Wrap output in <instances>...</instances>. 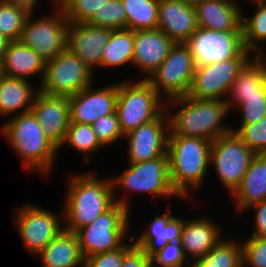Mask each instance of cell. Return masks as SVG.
Segmentation results:
<instances>
[{
	"mask_svg": "<svg viewBox=\"0 0 266 267\" xmlns=\"http://www.w3.org/2000/svg\"><path fill=\"white\" fill-rule=\"evenodd\" d=\"M175 107L178 110L171 112ZM166 109L170 130L176 135L198 137L212 142L232 131L230 126L223 123L230 113L226 100L184 96L166 100Z\"/></svg>",
	"mask_w": 266,
	"mask_h": 267,
	"instance_id": "obj_1",
	"label": "cell"
},
{
	"mask_svg": "<svg viewBox=\"0 0 266 267\" xmlns=\"http://www.w3.org/2000/svg\"><path fill=\"white\" fill-rule=\"evenodd\" d=\"M95 172L71 175L63 207L64 229L76 232L93 222L114 203L111 178L100 179Z\"/></svg>",
	"mask_w": 266,
	"mask_h": 267,
	"instance_id": "obj_2",
	"label": "cell"
},
{
	"mask_svg": "<svg viewBox=\"0 0 266 267\" xmlns=\"http://www.w3.org/2000/svg\"><path fill=\"white\" fill-rule=\"evenodd\" d=\"M211 144L206 139L180 136L169 131L167 155L171 185L180 199L190 198V191L203 185L210 166Z\"/></svg>",
	"mask_w": 266,
	"mask_h": 267,
	"instance_id": "obj_3",
	"label": "cell"
},
{
	"mask_svg": "<svg viewBox=\"0 0 266 267\" xmlns=\"http://www.w3.org/2000/svg\"><path fill=\"white\" fill-rule=\"evenodd\" d=\"M7 122V123H6ZM24 169L52 172L58 148L49 140L32 111L14 115L0 127Z\"/></svg>",
	"mask_w": 266,
	"mask_h": 267,
	"instance_id": "obj_4",
	"label": "cell"
},
{
	"mask_svg": "<svg viewBox=\"0 0 266 267\" xmlns=\"http://www.w3.org/2000/svg\"><path fill=\"white\" fill-rule=\"evenodd\" d=\"M113 186L114 201L125 206L130 210L128 196L117 197L116 191L120 186L124 191H133L140 194H149L156 198L163 197L165 200L169 197H180L171 185L169 160L165 154L156 159H151L142 162L129 163V167L118 177L111 179ZM119 198V199H117Z\"/></svg>",
	"mask_w": 266,
	"mask_h": 267,
	"instance_id": "obj_5",
	"label": "cell"
},
{
	"mask_svg": "<svg viewBox=\"0 0 266 267\" xmlns=\"http://www.w3.org/2000/svg\"><path fill=\"white\" fill-rule=\"evenodd\" d=\"M165 109L166 101L146 79L118 83L116 113L124 135L154 120Z\"/></svg>",
	"mask_w": 266,
	"mask_h": 267,
	"instance_id": "obj_6",
	"label": "cell"
},
{
	"mask_svg": "<svg viewBox=\"0 0 266 267\" xmlns=\"http://www.w3.org/2000/svg\"><path fill=\"white\" fill-rule=\"evenodd\" d=\"M130 215L129 209L115 202L92 223L78 229L76 235L84 258L120 248L132 234Z\"/></svg>",
	"mask_w": 266,
	"mask_h": 267,
	"instance_id": "obj_7",
	"label": "cell"
},
{
	"mask_svg": "<svg viewBox=\"0 0 266 267\" xmlns=\"http://www.w3.org/2000/svg\"><path fill=\"white\" fill-rule=\"evenodd\" d=\"M54 11L50 15L34 19L29 14L21 31L19 41L28 45L46 62L55 58L67 47L69 21L59 0H53ZM33 17V18H32ZM34 19V20H33Z\"/></svg>",
	"mask_w": 266,
	"mask_h": 267,
	"instance_id": "obj_8",
	"label": "cell"
},
{
	"mask_svg": "<svg viewBox=\"0 0 266 267\" xmlns=\"http://www.w3.org/2000/svg\"><path fill=\"white\" fill-rule=\"evenodd\" d=\"M94 72L66 47L45 64L40 91L59 96H73L94 83ZM93 81V82H92Z\"/></svg>",
	"mask_w": 266,
	"mask_h": 267,
	"instance_id": "obj_9",
	"label": "cell"
},
{
	"mask_svg": "<svg viewBox=\"0 0 266 267\" xmlns=\"http://www.w3.org/2000/svg\"><path fill=\"white\" fill-rule=\"evenodd\" d=\"M255 155L233 131L212 141L210 165L229 194L239 187Z\"/></svg>",
	"mask_w": 266,
	"mask_h": 267,
	"instance_id": "obj_10",
	"label": "cell"
},
{
	"mask_svg": "<svg viewBox=\"0 0 266 267\" xmlns=\"http://www.w3.org/2000/svg\"><path fill=\"white\" fill-rule=\"evenodd\" d=\"M195 69L188 46L174 43L167 58L146 80L161 97L165 96L164 101L184 97L190 90Z\"/></svg>",
	"mask_w": 266,
	"mask_h": 267,
	"instance_id": "obj_11",
	"label": "cell"
},
{
	"mask_svg": "<svg viewBox=\"0 0 266 267\" xmlns=\"http://www.w3.org/2000/svg\"><path fill=\"white\" fill-rule=\"evenodd\" d=\"M185 44L196 67L236 57H252L245 48L242 30L215 31L198 26Z\"/></svg>",
	"mask_w": 266,
	"mask_h": 267,
	"instance_id": "obj_12",
	"label": "cell"
},
{
	"mask_svg": "<svg viewBox=\"0 0 266 267\" xmlns=\"http://www.w3.org/2000/svg\"><path fill=\"white\" fill-rule=\"evenodd\" d=\"M16 210L17 232L32 255H38L64 229L60 217L38 205L25 204Z\"/></svg>",
	"mask_w": 266,
	"mask_h": 267,
	"instance_id": "obj_13",
	"label": "cell"
},
{
	"mask_svg": "<svg viewBox=\"0 0 266 267\" xmlns=\"http://www.w3.org/2000/svg\"><path fill=\"white\" fill-rule=\"evenodd\" d=\"M251 57H236L197 66L187 97L226 100L240 69Z\"/></svg>",
	"mask_w": 266,
	"mask_h": 267,
	"instance_id": "obj_14",
	"label": "cell"
},
{
	"mask_svg": "<svg viewBox=\"0 0 266 267\" xmlns=\"http://www.w3.org/2000/svg\"><path fill=\"white\" fill-rule=\"evenodd\" d=\"M170 122L167 109L154 120L124 135L128 141V162H142L167 154Z\"/></svg>",
	"mask_w": 266,
	"mask_h": 267,
	"instance_id": "obj_15",
	"label": "cell"
},
{
	"mask_svg": "<svg viewBox=\"0 0 266 267\" xmlns=\"http://www.w3.org/2000/svg\"><path fill=\"white\" fill-rule=\"evenodd\" d=\"M93 85L68 97L71 122L92 125L98 118L116 111L118 83L97 89Z\"/></svg>",
	"mask_w": 266,
	"mask_h": 267,
	"instance_id": "obj_16",
	"label": "cell"
},
{
	"mask_svg": "<svg viewBox=\"0 0 266 267\" xmlns=\"http://www.w3.org/2000/svg\"><path fill=\"white\" fill-rule=\"evenodd\" d=\"M31 111L46 136L60 150L71 122L68 97L50 95L39 90Z\"/></svg>",
	"mask_w": 266,
	"mask_h": 267,
	"instance_id": "obj_17",
	"label": "cell"
},
{
	"mask_svg": "<svg viewBox=\"0 0 266 267\" xmlns=\"http://www.w3.org/2000/svg\"><path fill=\"white\" fill-rule=\"evenodd\" d=\"M112 29L86 23H69L67 47L93 72L101 68L104 48Z\"/></svg>",
	"mask_w": 266,
	"mask_h": 267,
	"instance_id": "obj_18",
	"label": "cell"
},
{
	"mask_svg": "<svg viewBox=\"0 0 266 267\" xmlns=\"http://www.w3.org/2000/svg\"><path fill=\"white\" fill-rule=\"evenodd\" d=\"M174 42L159 29L134 31L133 63L135 68L146 74L144 79L154 72L167 58Z\"/></svg>",
	"mask_w": 266,
	"mask_h": 267,
	"instance_id": "obj_19",
	"label": "cell"
},
{
	"mask_svg": "<svg viewBox=\"0 0 266 267\" xmlns=\"http://www.w3.org/2000/svg\"><path fill=\"white\" fill-rule=\"evenodd\" d=\"M197 28L194 6L183 0H160L157 29L174 43H185Z\"/></svg>",
	"mask_w": 266,
	"mask_h": 267,
	"instance_id": "obj_20",
	"label": "cell"
},
{
	"mask_svg": "<svg viewBox=\"0 0 266 267\" xmlns=\"http://www.w3.org/2000/svg\"><path fill=\"white\" fill-rule=\"evenodd\" d=\"M184 219L171 216V209L166 206V212L159 215L149 222V227L144 229L142 235L136 238L131 236L134 246L142 249L149 257L165 247L168 243L181 241Z\"/></svg>",
	"mask_w": 266,
	"mask_h": 267,
	"instance_id": "obj_21",
	"label": "cell"
},
{
	"mask_svg": "<svg viewBox=\"0 0 266 267\" xmlns=\"http://www.w3.org/2000/svg\"><path fill=\"white\" fill-rule=\"evenodd\" d=\"M210 219L207 216L184 221L180 242L191 264L206 255L224 237L221 235V226Z\"/></svg>",
	"mask_w": 266,
	"mask_h": 267,
	"instance_id": "obj_22",
	"label": "cell"
},
{
	"mask_svg": "<svg viewBox=\"0 0 266 267\" xmlns=\"http://www.w3.org/2000/svg\"><path fill=\"white\" fill-rule=\"evenodd\" d=\"M45 64L46 61L28 45L22 44L19 40L11 41L0 60V73L25 80H28L29 76L40 75V85L45 72Z\"/></svg>",
	"mask_w": 266,
	"mask_h": 267,
	"instance_id": "obj_23",
	"label": "cell"
},
{
	"mask_svg": "<svg viewBox=\"0 0 266 267\" xmlns=\"http://www.w3.org/2000/svg\"><path fill=\"white\" fill-rule=\"evenodd\" d=\"M197 25L215 31L242 30V10L236 0H211L195 6Z\"/></svg>",
	"mask_w": 266,
	"mask_h": 267,
	"instance_id": "obj_24",
	"label": "cell"
},
{
	"mask_svg": "<svg viewBox=\"0 0 266 267\" xmlns=\"http://www.w3.org/2000/svg\"><path fill=\"white\" fill-rule=\"evenodd\" d=\"M230 196L235 199L236 209L240 212L266 200V154L253 157L239 187Z\"/></svg>",
	"mask_w": 266,
	"mask_h": 267,
	"instance_id": "obj_25",
	"label": "cell"
},
{
	"mask_svg": "<svg viewBox=\"0 0 266 267\" xmlns=\"http://www.w3.org/2000/svg\"><path fill=\"white\" fill-rule=\"evenodd\" d=\"M41 267H83L84 256L80 251L76 232L63 229L36 257Z\"/></svg>",
	"mask_w": 266,
	"mask_h": 267,
	"instance_id": "obj_26",
	"label": "cell"
},
{
	"mask_svg": "<svg viewBox=\"0 0 266 267\" xmlns=\"http://www.w3.org/2000/svg\"><path fill=\"white\" fill-rule=\"evenodd\" d=\"M29 81L0 74V116L31 111L39 88L32 87Z\"/></svg>",
	"mask_w": 266,
	"mask_h": 267,
	"instance_id": "obj_27",
	"label": "cell"
},
{
	"mask_svg": "<svg viewBox=\"0 0 266 267\" xmlns=\"http://www.w3.org/2000/svg\"><path fill=\"white\" fill-rule=\"evenodd\" d=\"M252 96H266V89L261 64L251 57L238 72L226 102L232 110L243 101V97Z\"/></svg>",
	"mask_w": 266,
	"mask_h": 267,
	"instance_id": "obj_28",
	"label": "cell"
},
{
	"mask_svg": "<svg viewBox=\"0 0 266 267\" xmlns=\"http://www.w3.org/2000/svg\"><path fill=\"white\" fill-rule=\"evenodd\" d=\"M134 31L129 29L112 30L104 48L101 68H115L133 63Z\"/></svg>",
	"mask_w": 266,
	"mask_h": 267,
	"instance_id": "obj_29",
	"label": "cell"
},
{
	"mask_svg": "<svg viewBox=\"0 0 266 267\" xmlns=\"http://www.w3.org/2000/svg\"><path fill=\"white\" fill-rule=\"evenodd\" d=\"M192 267H243L242 243L222 238L206 255L198 258Z\"/></svg>",
	"mask_w": 266,
	"mask_h": 267,
	"instance_id": "obj_30",
	"label": "cell"
},
{
	"mask_svg": "<svg viewBox=\"0 0 266 267\" xmlns=\"http://www.w3.org/2000/svg\"><path fill=\"white\" fill-rule=\"evenodd\" d=\"M252 2L257 5L253 15L247 17L242 12V34L245 48L251 54L252 52L259 54L265 52L260 44L266 43V0H253Z\"/></svg>",
	"mask_w": 266,
	"mask_h": 267,
	"instance_id": "obj_31",
	"label": "cell"
},
{
	"mask_svg": "<svg viewBox=\"0 0 266 267\" xmlns=\"http://www.w3.org/2000/svg\"><path fill=\"white\" fill-rule=\"evenodd\" d=\"M127 14V29H155L158 24L160 0H122Z\"/></svg>",
	"mask_w": 266,
	"mask_h": 267,
	"instance_id": "obj_32",
	"label": "cell"
},
{
	"mask_svg": "<svg viewBox=\"0 0 266 267\" xmlns=\"http://www.w3.org/2000/svg\"><path fill=\"white\" fill-rule=\"evenodd\" d=\"M64 144H68L77 152L83 153L82 160L85 162L84 164L91 162V156L94 152L96 153L104 148L97 140L92 125L73 122H70L65 140L61 146Z\"/></svg>",
	"mask_w": 266,
	"mask_h": 267,
	"instance_id": "obj_33",
	"label": "cell"
},
{
	"mask_svg": "<svg viewBox=\"0 0 266 267\" xmlns=\"http://www.w3.org/2000/svg\"><path fill=\"white\" fill-rule=\"evenodd\" d=\"M28 13L6 0H0V34L10 41H18Z\"/></svg>",
	"mask_w": 266,
	"mask_h": 267,
	"instance_id": "obj_34",
	"label": "cell"
},
{
	"mask_svg": "<svg viewBox=\"0 0 266 267\" xmlns=\"http://www.w3.org/2000/svg\"><path fill=\"white\" fill-rule=\"evenodd\" d=\"M87 23L112 30L127 29V14L122 0H108Z\"/></svg>",
	"mask_w": 266,
	"mask_h": 267,
	"instance_id": "obj_35",
	"label": "cell"
},
{
	"mask_svg": "<svg viewBox=\"0 0 266 267\" xmlns=\"http://www.w3.org/2000/svg\"><path fill=\"white\" fill-rule=\"evenodd\" d=\"M108 0H59L69 23H86Z\"/></svg>",
	"mask_w": 266,
	"mask_h": 267,
	"instance_id": "obj_36",
	"label": "cell"
},
{
	"mask_svg": "<svg viewBox=\"0 0 266 267\" xmlns=\"http://www.w3.org/2000/svg\"><path fill=\"white\" fill-rule=\"evenodd\" d=\"M243 143L255 154H266V116L256 123L232 127Z\"/></svg>",
	"mask_w": 266,
	"mask_h": 267,
	"instance_id": "obj_37",
	"label": "cell"
},
{
	"mask_svg": "<svg viewBox=\"0 0 266 267\" xmlns=\"http://www.w3.org/2000/svg\"><path fill=\"white\" fill-rule=\"evenodd\" d=\"M92 127L97 140L103 147L112 145L124 138L116 111L113 114L98 118Z\"/></svg>",
	"mask_w": 266,
	"mask_h": 267,
	"instance_id": "obj_38",
	"label": "cell"
},
{
	"mask_svg": "<svg viewBox=\"0 0 266 267\" xmlns=\"http://www.w3.org/2000/svg\"><path fill=\"white\" fill-rule=\"evenodd\" d=\"M151 267H186L185 264L192 267L191 262L187 260L181 242L168 243L159 251L150 256Z\"/></svg>",
	"mask_w": 266,
	"mask_h": 267,
	"instance_id": "obj_39",
	"label": "cell"
},
{
	"mask_svg": "<svg viewBox=\"0 0 266 267\" xmlns=\"http://www.w3.org/2000/svg\"><path fill=\"white\" fill-rule=\"evenodd\" d=\"M128 239L130 242H125L118 249L85 258L83 267H121L124 256L134 247L131 236Z\"/></svg>",
	"mask_w": 266,
	"mask_h": 267,
	"instance_id": "obj_40",
	"label": "cell"
},
{
	"mask_svg": "<svg viewBox=\"0 0 266 267\" xmlns=\"http://www.w3.org/2000/svg\"><path fill=\"white\" fill-rule=\"evenodd\" d=\"M243 267H266V237H249L242 242Z\"/></svg>",
	"mask_w": 266,
	"mask_h": 267,
	"instance_id": "obj_41",
	"label": "cell"
},
{
	"mask_svg": "<svg viewBox=\"0 0 266 267\" xmlns=\"http://www.w3.org/2000/svg\"><path fill=\"white\" fill-rule=\"evenodd\" d=\"M237 109L242 116L239 126L256 123L266 116V96L243 97Z\"/></svg>",
	"mask_w": 266,
	"mask_h": 267,
	"instance_id": "obj_42",
	"label": "cell"
},
{
	"mask_svg": "<svg viewBox=\"0 0 266 267\" xmlns=\"http://www.w3.org/2000/svg\"><path fill=\"white\" fill-rule=\"evenodd\" d=\"M255 209H252V208ZM256 210L254 220V232L251 237H266V200L260 201L250 206L247 210Z\"/></svg>",
	"mask_w": 266,
	"mask_h": 267,
	"instance_id": "obj_43",
	"label": "cell"
},
{
	"mask_svg": "<svg viewBox=\"0 0 266 267\" xmlns=\"http://www.w3.org/2000/svg\"><path fill=\"white\" fill-rule=\"evenodd\" d=\"M121 267H151L150 257L137 247H133L125 256Z\"/></svg>",
	"mask_w": 266,
	"mask_h": 267,
	"instance_id": "obj_44",
	"label": "cell"
},
{
	"mask_svg": "<svg viewBox=\"0 0 266 267\" xmlns=\"http://www.w3.org/2000/svg\"><path fill=\"white\" fill-rule=\"evenodd\" d=\"M8 3L13 4L15 7L23 9L28 14H35V7L39 4V0H6Z\"/></svg>",
	"mask_w": 266,
	"mask_h": 267,
	"instance_id": "obj_45",
	"label": "cell"
},
{
	"mask_svg": "<svg viewBox=\"0 0 266 267\" xmlns=\"http://www.w3.org/2000/svg\"><path fill=\"white\" fill-rule=\"evenodd\" d=\"M255 58L260 64H261V69L264 77V83H265V89H266V55L265 53H259V54H254Z\"/></svg>",
	"mask_w": 266,
	"mask_h": 267,
	"instance_id": "obj_46",
	"label": "cell"
},
{
	"mask_svg": "<svg viewBox=\"0 0 266 267\" xmlns=\"http://www.w3.org/2000/svg\"><path fill=\"white\" fill-rule=\"evenodd\" d=\"M10 42V40L0 34V60L3 58Z\"/></svg>",
	"mask_w": 266,
	"mask_h": 267,
	"instance_id": "obj_47",
	"label": "cell"
},
{
	"mask_svg": "<svg viewBox=\"0 0 266 267\" xmlns=\"http://www.w3.org/2000/svg\"><path fill=\"white\" fill-rule=\"evenodd\" d=\"M186 4L191 5V6H196L198 4L211 1V0H183Z\"/></svg>",
	"mask_w": 266,
	"mask_h": 267,
	"instance_id": "obj_48",
	"label": "cell"
}]
</instances>
